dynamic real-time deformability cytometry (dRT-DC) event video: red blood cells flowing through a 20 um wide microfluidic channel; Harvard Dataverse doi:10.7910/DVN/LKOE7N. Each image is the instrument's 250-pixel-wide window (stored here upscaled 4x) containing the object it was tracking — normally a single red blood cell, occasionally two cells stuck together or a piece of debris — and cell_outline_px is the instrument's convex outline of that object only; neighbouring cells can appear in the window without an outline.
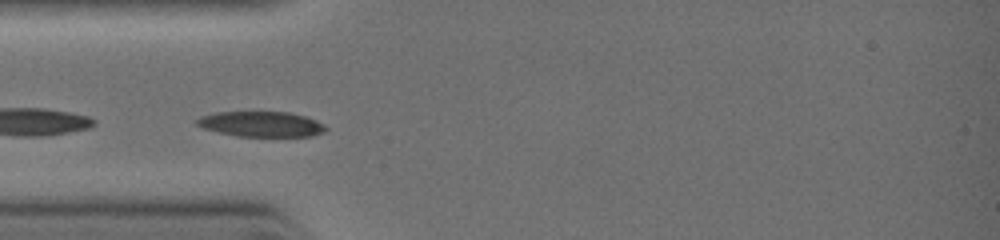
{"species": "common noctule bat (a hibernating species)", "species_latin": "Nyctalus noctula", "temperature_condition": "warm", "stored_images_in_passage": 7, "camera_frame_rate_fps": 3000, "um_per_image_px": 0.085, "animal": {"sex": "female", "body_mass_g": 19.0, "forearm_length_mm": 51.5}, "frame": {"image": 1, "passage_image": 4, "time_ms": 2.0, "image_size_px": [1000, 240], "cell_outline_px": [[328, 128], [324, 132], [312, 136], [236, 136], [204, 128], [196, 124], [196, 120], [200, 116], [216, 112], [288, 112], [304, 116], [316, 120], [324, 124]], "centroid_in_image_um": [22.22, 10.54], "position_along_channel_um": 62.8, "area_um2": 18.9}}
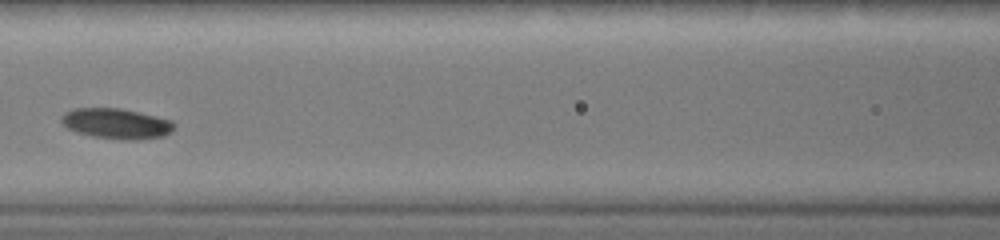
{"frame": {"image": 2, "passage_image": 6, "time_ms": 3.667, "image_size_px": [1000, 240], "cell_outline_px": [[176, 124], [172, 132], [164, 136], [140, 140], [120, 140], [92, 136], [76, 132], [68, 128], [60, 120], [68, 112], [76, 108], [120, 108], [172, 120]], "centroid_in_image_um": [9.96, 10.52], "position_along_channel_um": 156.6, "area_um2": 19.94}}
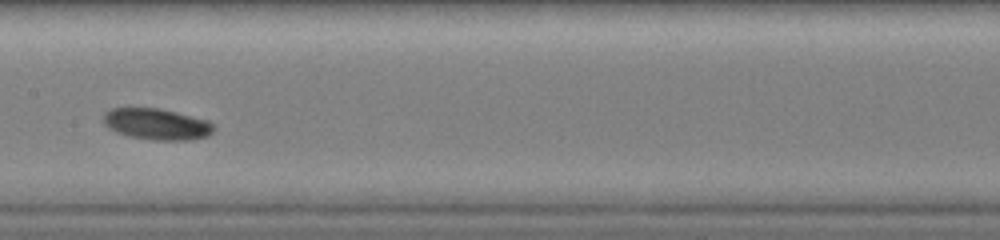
{"frame": {"image": 3, "passage_image": 7, "time_ms": 4.333, "image_size_px": [1000, 240], "cell_outline_px": [[216, 128], [208, 136], [192, 140], [156, 140], [132, 136], [116, 132], [108, 128], [104, 124], [104, 112], [112, 108], [156, 108], [176, 112], [208, 120], [216, 124]], "centroid_in_image_um": [13.37, 10.55], "position_along_channel_um": 194.0, "area_um2": 20.11}}